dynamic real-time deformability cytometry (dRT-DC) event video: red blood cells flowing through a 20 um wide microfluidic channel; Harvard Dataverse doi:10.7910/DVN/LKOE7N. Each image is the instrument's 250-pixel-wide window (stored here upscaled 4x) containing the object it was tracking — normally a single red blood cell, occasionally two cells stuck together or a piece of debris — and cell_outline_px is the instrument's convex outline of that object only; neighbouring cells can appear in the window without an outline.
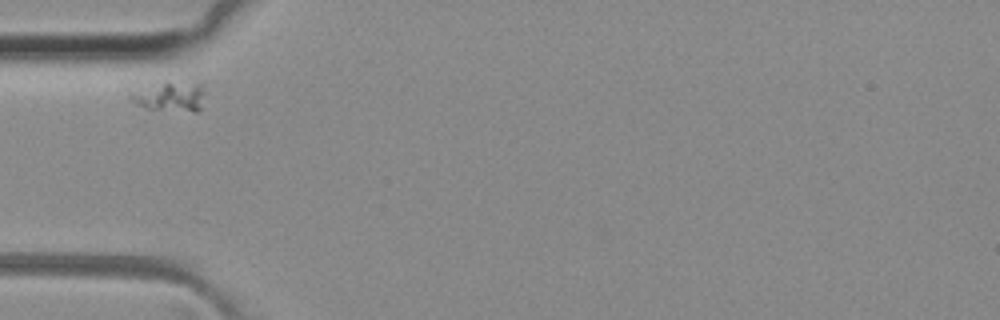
{"species": "common noctule bat (a hibernating species)", "species_latin": "Nyctalus noctula", "temperature_condition": "room temperature", "stored_images_in_passage": 23, "camera_frame_rate_fps": 3000, "um_per_image_px": 0.085, "animal": {"sex": "female", "body_mass_g": 29.2, "forearm_length_mm": 56.3}, "frame": {"image": 1, "passage_image": 1, "time_ms": 0.0, "image_size_px": [1000, 320], "cell_outline_px": [[204, 92], [200, 112], [192, 112], [148, 108], [132, 100], [132, 96], [164, 84], [204, 84]], "centroid_in_image_um": [14.7, 8.29], "position_along_channel_um": 70.3, "area_um2": 11.33}}
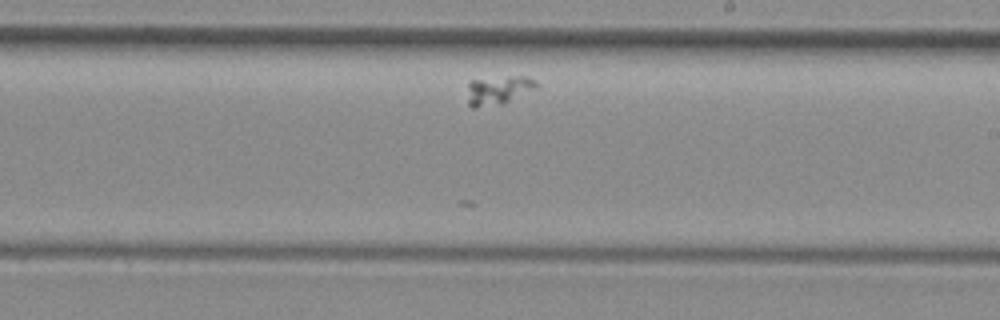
{"frame": {"image": 2, "passage_image": 16, "time_ms": 5.0, "image_size_px": [1000, 320], "cell_outline_px": [[540, 84], [536, 88], [504, 104], [476, 108], [472, 108], [468, 104], [468, 80], [508, 76], [528, 76], [536, 80]], "centroid_in_image_um": [42.37, 7.66], "position_along_channel_um": 246.6, "area_um2": 11.91}}
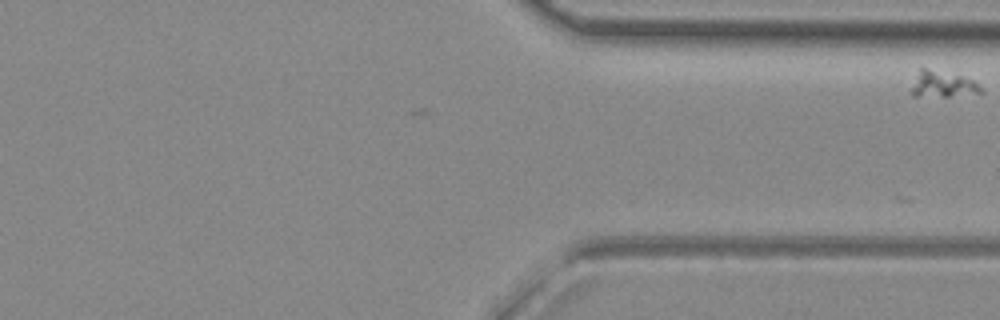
{"frame": {"image": 3, "passage_image": 23, "time_ms": 7.333, "image_size_px": [1000, 320], "cell_outline_px": [[984, 92], [948, 96], [912, 96], [908, 92], [920, 64], [960, 76], [972, 80], [984, 88]], "centroid_in_image_um": [80.01, 7.12], "position_along_channel_um": 331.4, "area_um2": 11.1}}